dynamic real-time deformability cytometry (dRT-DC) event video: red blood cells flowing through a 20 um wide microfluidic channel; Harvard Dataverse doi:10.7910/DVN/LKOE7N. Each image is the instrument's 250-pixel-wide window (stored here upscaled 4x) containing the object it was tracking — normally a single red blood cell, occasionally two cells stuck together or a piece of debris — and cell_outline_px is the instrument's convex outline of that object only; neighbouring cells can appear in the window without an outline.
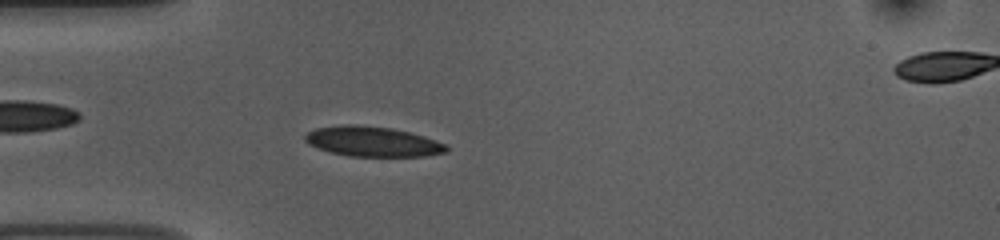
{"species": "common noctule bat (a hibernating species)", "species_latin": "Nyctalus noctula", "temperature_condition": "room temperature", "stored_images_in_passage": 53, "camera_frame_rate_fps": 3000, "um_per_image_px": 0.085, "animal": {"sex": "female", "body_mass_g": 10.0, "forearm_length_mm": 53.1}, "frame": {"image": 1, "passage_image": 14, "time_ms": 4.333, "image_size_px": [1000, 240], "cell_outline_px": [[448, 152], [424, 156], [348, 156], [332, 152], [308, 144], [304, 140], [304, 136], [308, 132], [316, 128], [344, 124], [356, 124], [392, 128], [424, 136], [448, 144]], "centroid_in_image_um": [31.7, 12.02], "position_along_channel_um": 53.3, "area_um2": 24.74}}
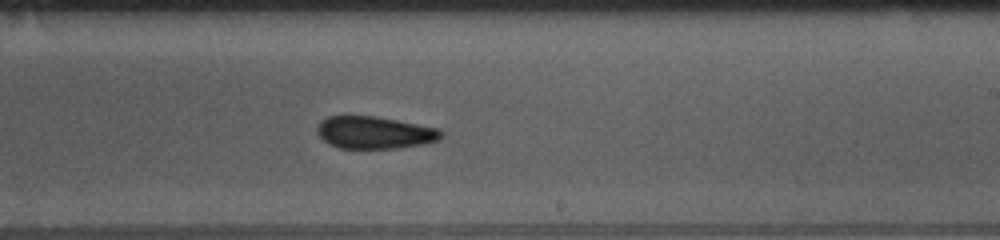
{"frame": {"image": 2, "passage_image": 31, "time_ms": 10.0, "image_size_px": [1000, 240], "cell_outline_px": [[444, 132], [436, 140], [424, 144], [396, 148], [340, 148], [328, 144], [316, 132], [316, 128], [320, 120], [328, 116], [376, 116], [440, 128]], "centroid_in_image_um": [31.81, 11.26], "position_along_channel_um": 257.2, "area_um2": 23.41}}
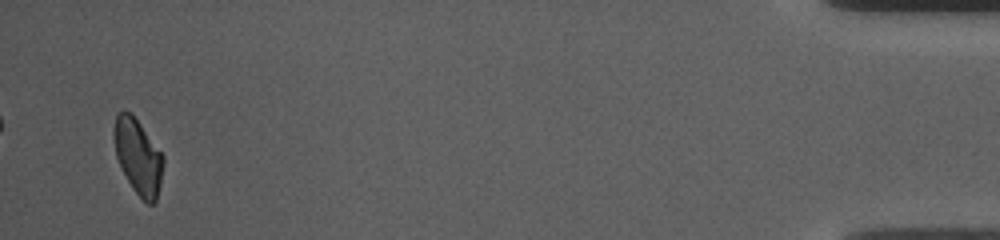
{"frame": {"image": 3, "passage_image": 51, "time_ms": 16.667, "image_size_px": [1000, 240], "cell_outline_px": [[164, 160], [160, 184], [156, 204], [148, 204], [132, 188], [116, 156], [112, 132], [112, 128], [116, 116], [124, 108], [132, 112], [164, 156]], "centroid_in_image_um": [11.73, 13.26], "position_along_channel_um": 423.5, "area_um2": 21.73}, "authors_computed_cell_mechanics": {"area_um2": 23.4668, "velocity_mm_per_s": 3.7296, "shape_relaxation_time_tau1_ms": 3.6635, "shape_relaxation_time_tau2_ms": 3.1912, "deformation_change_tau1": 0.107, "deformation_change_tau2": 0.0824}}